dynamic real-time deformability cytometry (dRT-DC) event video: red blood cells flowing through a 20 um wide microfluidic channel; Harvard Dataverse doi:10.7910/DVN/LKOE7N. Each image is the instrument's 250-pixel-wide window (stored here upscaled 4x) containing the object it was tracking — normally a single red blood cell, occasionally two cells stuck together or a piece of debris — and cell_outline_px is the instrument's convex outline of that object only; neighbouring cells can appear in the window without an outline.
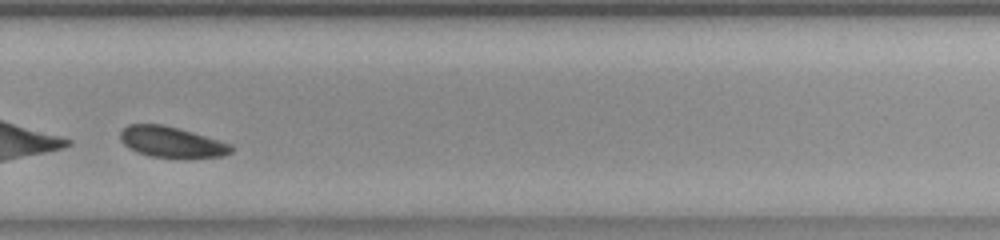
{"species": "common noctule bat (a hibernating species)", "species_latin": "Nyctalus noctula", "temperature_condition": "room temperature", "stored_images_in_passage": 31, "camera_frame_rate_fps": 3000, "um_per_image_px": 0.085, "animal": {"sex": "female", "body_mass_g": 23.0, "forearm_length_mm": 53.4}, "frame": {"image": 1, "passage_image": 25, "time_ms": 8.0, "image_size_px": [1000, 240], "cell_outline_px": [[232, 152], [224, 156], [184, 160], [152, 156], [136, 152], [124, 144], [120, 140], [120, 132], [128, 124], [160, 124], [192, 132], [232, 144]], "centroid_in_image_um": [14.61, 12.12], "position_along_channel_um": 315.2, "area_um2": 20.29}}
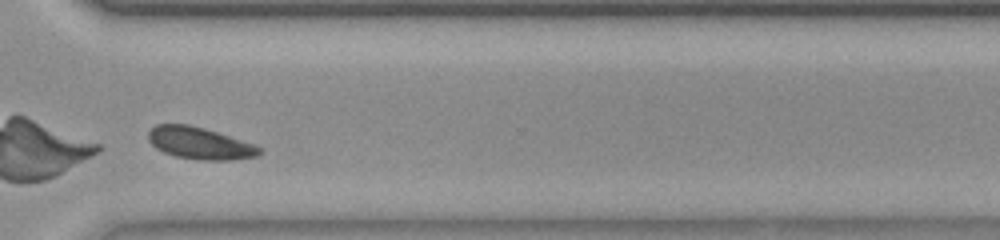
{"frame": {"image": 2, "passage_image": 28, "time_ms": 9.0, "image_size_px": [1000, 240], "cell_outline_px": [[264, 152], [256, 156], [232, 160], [200, 160], [176, 156], [164, 152], [156, 148], [148, 140], [148, 132], [156, 124], [188, 124], [204, 128], [252, 144], [260, 148]], "centroid_in_image_um": [16.95, 12.17], "position_along_channel_um": 353.7, "area_um2": 20.46}, "authors_computed_cell_mechanics": {"area_um2": 20.5768, "velocity_mm_per_s": 3.782, "shape_relaxation_time_tau1_ms": 2.4929, "shape_relaxation_time_tau2_ms": null, "deformation_change_tau1": 0.2736, "deformation_change_tau2": null}}